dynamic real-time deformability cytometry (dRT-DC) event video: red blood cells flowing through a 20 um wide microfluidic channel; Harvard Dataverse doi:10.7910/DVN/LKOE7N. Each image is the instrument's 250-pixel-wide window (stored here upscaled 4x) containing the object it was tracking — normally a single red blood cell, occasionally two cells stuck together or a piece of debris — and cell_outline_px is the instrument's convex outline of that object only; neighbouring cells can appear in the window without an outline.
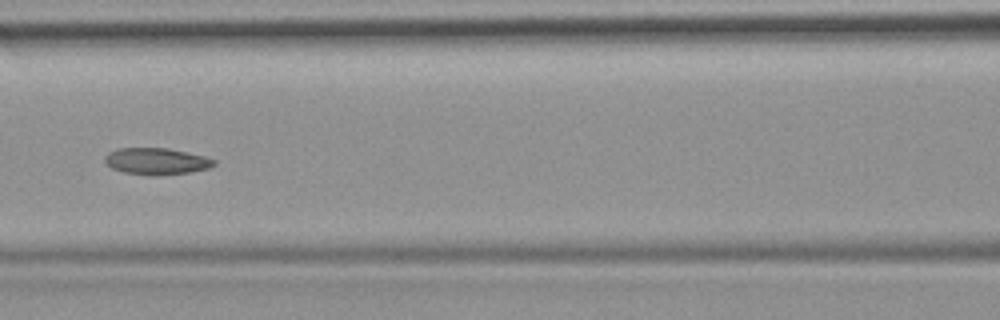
{"species": "common noctule bat (a hibernating species)", "species_latin": "Nyctalus noctula", "temperature_condition": "room temperature", "stored_images_in_passage": 50, "camera_frame_rate_fps": 3000, "um_per_image_px": 0.085, "animal": {"sex": "female", "body_mass_g": 19.9}, "frame": {"image": 1, "passage_image": 22, "time_ms": 7.0, "image_size_px": [1000, 320], "cell_outline_px": [[216, 164], [208, 168], [192, 172], [156, 176], [152, 176], [124, 172], [112, 168], [104, 160], [104, 156], [108, 152], [116, 148], [168, 148], [204, 156], [216, 160]], "centroid_in_image_um": [13.29, 13.71], "position_along_channel_um": 153.3, "area_um2": 17.05}, "authors_computed_cell_mechanics": {"area_um2": 17.8602, "velocity_mm_per_s": 3.9539, "shape_relaxation_time_tau1_ms": 10.4241, "shape_relaxation_time_tau2_ms": 3.2372, "deformation_change_tau1": 0.1775, "deformation_change_tau2": 0.0893}}